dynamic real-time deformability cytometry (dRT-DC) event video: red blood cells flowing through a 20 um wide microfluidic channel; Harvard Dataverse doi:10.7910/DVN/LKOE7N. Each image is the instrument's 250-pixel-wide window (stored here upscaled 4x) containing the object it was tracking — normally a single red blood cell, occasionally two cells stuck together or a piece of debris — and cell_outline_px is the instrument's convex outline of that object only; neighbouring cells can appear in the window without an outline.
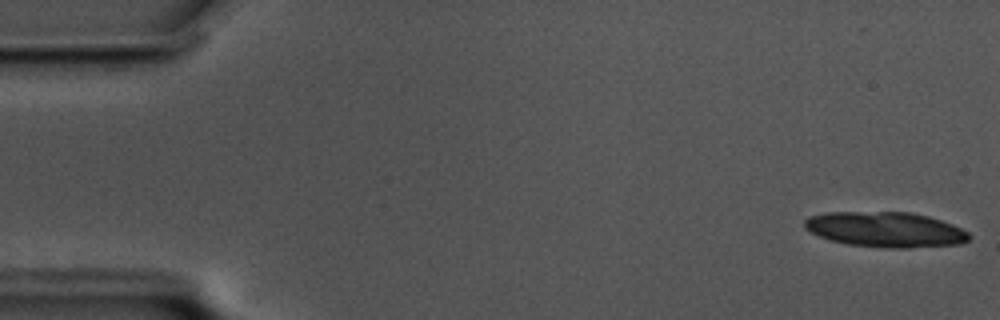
{"species": "common noctule bat (a hibernating species)", "species_latin": "Nyctalus noctula", "temperature_condition": "cold", "stored_images_in_passage": 15, "camera_frame_rate_fps": 3000, "um_per_image_px": 0.085, "animal": {"sex": "male", "body_mass_g": 17.5, "forearm_length_mm": 52.3}, "frame": {"image": 1, "passage_image": 1, "time_ms": 0.0, "image_size_px": [1000, 320], "cell_outline_px": [[972, 236], [968, 240], [960, 244], [908, 248], [888, 248], [848, 244], [832, 240], [820, 236], [804, 228], [804, 220], [808, 216], [824, 212], [912, 212], [928, 216], [952, 224], [968, 232]], "centroid_in_image_um": [75.27, 19.5], "position_along_channel_um": 9.7, "area_um2": 33.81}}